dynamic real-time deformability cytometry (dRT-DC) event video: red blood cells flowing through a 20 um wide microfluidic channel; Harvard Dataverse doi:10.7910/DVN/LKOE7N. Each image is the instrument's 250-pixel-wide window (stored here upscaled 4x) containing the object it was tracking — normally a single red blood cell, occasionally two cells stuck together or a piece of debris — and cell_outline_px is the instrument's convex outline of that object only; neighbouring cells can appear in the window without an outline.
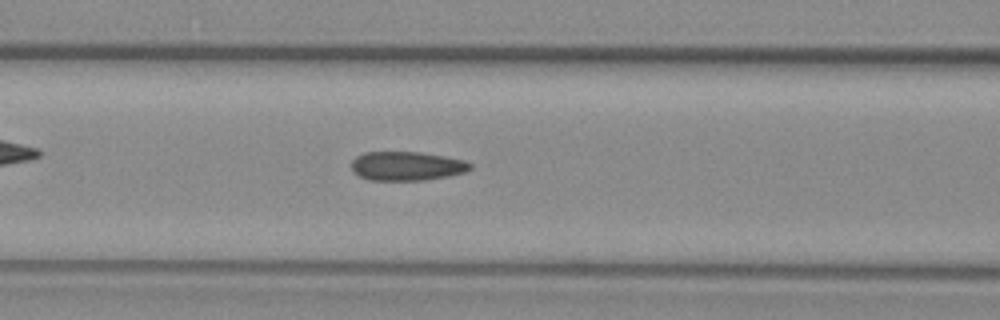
{"species": "common noctule bat (a hibernating species)", "species_latin": "Nyctalus noctula", "temperature_condition": "warm", "stored_images_in_passage": 47, "camera_frame_rate_fps": 3000, "um_per_image_px": 0.085, "animal": {"sex": "female", "body_mass_g": 29.2, "forearm_length_mm": 56.3}, "frame": {"image": 1, "passage_image": 22, "time_ms": 7.0, "image_size_px": [1000, 320], "cell_outline_px": [[472, 168], [464, 172], [448, 176], [424, 180], [368, 180], [352, 172], [352, 160], [356, 156], [364, 152], [420, 152], [444, 156], [464, 160], [472, 164]], "centroid_in_image_um": [34.55, 14.11], "position_along_channel_um": 132.0, "area_um2": 20.11}}
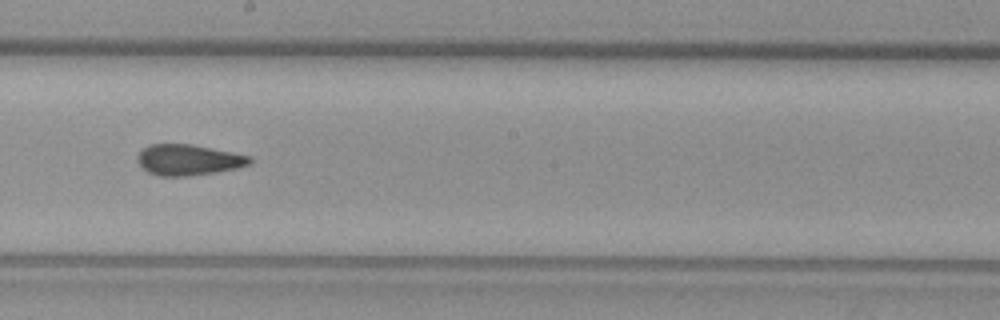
{"frame": {"image": 2, "passage_image": 30, "time_ms": 9.667, "image_size_px": [1000, 320], "cell_outline_px": [[252, 164], [236, 168], [216, 172], [188, 176], [156, 176], [148, 172], [136, 160], [136, 156], [144, 148], [152, 144], [192, 144], [252, 156]], "centroid_in_image_um": [16.03, 13.59], "position_along_channel_um": 232.2, "area_um2": 20.23}}
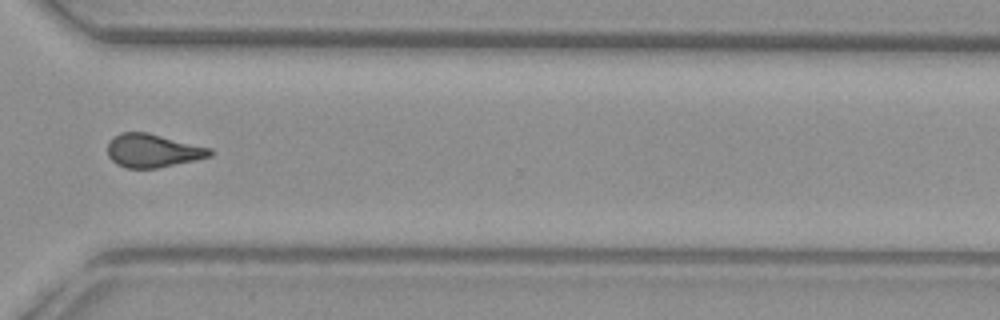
{"frame": {"image": 3, "passage_image": 40, "time_ms": 13.0, "image_size_px": [1000, 320], "cell_outline_px": [[212, 156], [196, 160], [156, 168], [124, 168], [116, 164], [108, 156], [108, 140], [112, 136], [120, 132], [148, 132], [212, 148]], "centroid_in_image_um": [12.97, 12.79], "position_along_channel_um": 357.6, "area_um2": 20.17}, "authors_computed_cell_mechanics": {"area_um2": 20.3456, "velocity_mm_per_s": 3.7645, "shape_relaxation_time_tau1_ms": null, "shape_relaxation_time_tau2_ms": 3.0075, "deformation_change_tau1": null, "deformation_change_tau2": 0.0783}}